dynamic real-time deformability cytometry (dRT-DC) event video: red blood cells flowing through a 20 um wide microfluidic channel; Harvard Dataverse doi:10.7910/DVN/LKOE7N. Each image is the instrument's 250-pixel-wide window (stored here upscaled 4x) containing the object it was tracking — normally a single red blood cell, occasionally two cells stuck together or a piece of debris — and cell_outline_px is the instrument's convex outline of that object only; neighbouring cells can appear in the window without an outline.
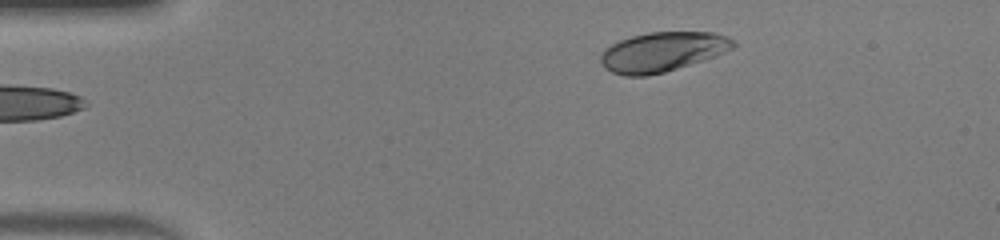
{"species": "human", "species_latin": "Homo sapiens", "temperature_condition": "warm", "stored_images_in_passage": 38, "camera_frame_rate_fps": 3000, "um_per_image_px": 0.085, "donor": {"sex": "male"}, "frame": {"image": 1, "passage_image": 1, "time_ms": 0.0, "image_size_px": [1000, 240], "cell_outline_px": [[736, 44], [732, 48], [724, 52], [664, 72], [648, 76], [624, 76], [612, 72], [604, 68], [600, 60], [600, 56], [604, 48], [620, 40], [632, 36], [648, 32], [712, 32], [728, 36], [736, 40]], "centroid_in_image_um": [56.27, 4.4], "position_along_channel_um": 28.7, "area_um2": 30.4}}
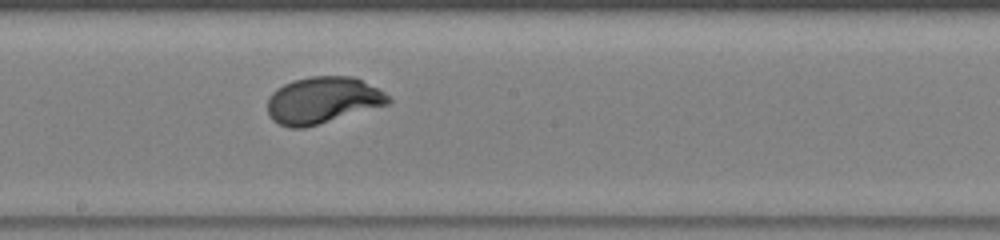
{"frame": {"image": 2, "passage_image": 20, "time_ms": 6.333, "image_size_px": [1000, 240], "cell_outline_px": [[392, 100], [388, 104], [304, 128], [292, 128], [280, 124], [272, 120], [268, 112], [268, 96], [276, 88], [292, 80], [308, 76], [352, 76], [384, 92]], "centroid_in_image_um": [27.38, 8.51], "position_along_channel_um": 220.8, "area_um2": 32.6}}
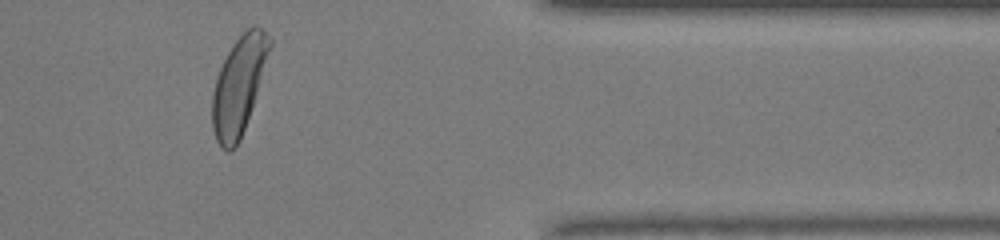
{"frame": {"image": 3, "passage_image": 34, "time_ms": 11.0, "image_size_px": [1000, 240], "cell_outline_px": [[272, 44], [240, 140], [236, 148], [232, 152], [228, 152], [220, 148], [216, 140], [212, 128], [212, 96], [216, 76], [232, 44], [252, 24], [256, 24], [272, 40]], "centroid_in_image_um": [20.26, 7.3], "position_along_channel_um": 391.1, "area_um2": 32.14}, "authors_computed_cell_mechanics": {"area_um2": 32.5992, "velocity_mm_per_s": 4.1047, "shape_relaxation_time_tau1_ms": 2.1312, "shape_relaxation_time_tau2_ms": null, "deformation_change_tau1": 0.1737, "deformation_change_tau2": null}}